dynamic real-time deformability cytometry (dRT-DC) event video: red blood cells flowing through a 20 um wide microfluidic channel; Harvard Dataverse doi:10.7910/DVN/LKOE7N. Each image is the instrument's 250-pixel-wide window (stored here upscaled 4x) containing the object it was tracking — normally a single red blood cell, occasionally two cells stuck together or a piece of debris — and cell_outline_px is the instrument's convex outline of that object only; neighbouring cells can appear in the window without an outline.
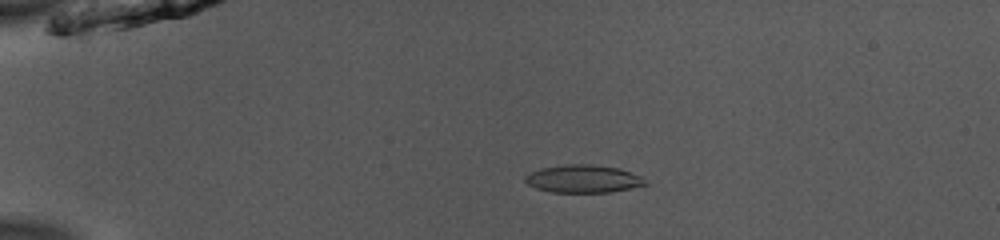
{"species": "common noctule bat (a hibernating species)", "species_latin": "Nyctalus noctula", "temperature_condition": "room temperature", "stored_images_in_passage": 50, "camera_frame_rate_fps": 3000, "um_per_image_px": 0.085, "animal": {"sex": "male", "body_mass_g": 13.0, "forearm_length_mm": 53.1}, "frame": {"image": 1, "passage_image": 11, "time_ms": 3.333, "image_size_px": [1000, 240], "cell_outline_px": [[648, 184], [612, 192], [552, 192], [536, 188], [528, 184], [524, 180], [524, 176], [540, 168], [564, 164], [592, 164], [620, 168], [644, 176]], "centroid_in_image_um": [49.61, 15.19], "position_along_channel_um": 35.4, "area_um2": 19.65}}
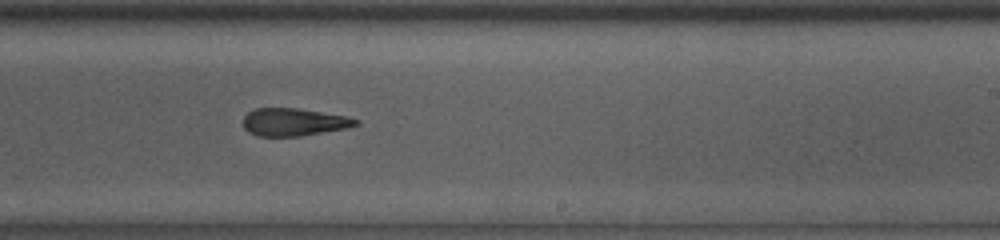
{"frame": {"image": 2, "passage_image": 32, "time_ms": 10.333, "image_size_px": [1000, 240], "cell_outline_px": [[360, 124], [348, 128], [300, 136], [256, 136], [248, 132], [244, 128], [244, 116], [248, 112], [256, 108], [296, 108], [344, 116], [360, 120]], "centroid_in_image_um": [24.96, 10.38], "position_along_channel_um": 264.0, "area_um2": 18.09}}
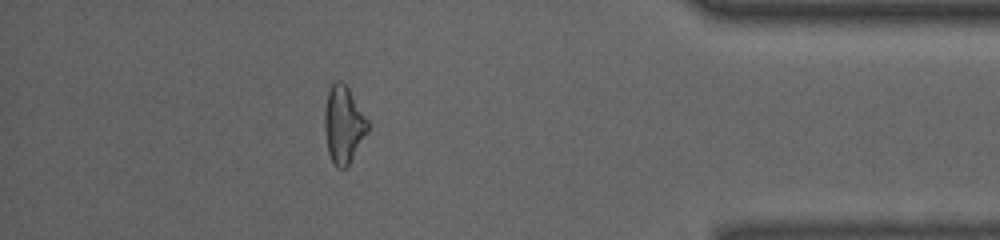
{"frame": {"image": 3, "passage_image": 45, "time_ms": 14.667, "image_size_px": [1000, 240], "cell_outline_px": [[368, 132], [348, 168], [336, 168], [332, 164], [328, 152], [324, 128], [324, 112], [328, 92], [332, 84], [336, 80], [340, 80], [348, 88], [368, 120]], "centroid_in_image_um": [29.19, 10.65], "position_along_channel_um": 406.0, "area_um2": 19.59}, "authors_computed_cell_mechanics": {"area_um2": 19.7098, "velocity_mm_per_s": 3.9817, "shape_relaxation_time_tau1_ms": null, "shape_relaxation_time_tau2_ms": 2.4082, "deformation_change_tau1": null, "deformation_change_tau2": 0.1221}}